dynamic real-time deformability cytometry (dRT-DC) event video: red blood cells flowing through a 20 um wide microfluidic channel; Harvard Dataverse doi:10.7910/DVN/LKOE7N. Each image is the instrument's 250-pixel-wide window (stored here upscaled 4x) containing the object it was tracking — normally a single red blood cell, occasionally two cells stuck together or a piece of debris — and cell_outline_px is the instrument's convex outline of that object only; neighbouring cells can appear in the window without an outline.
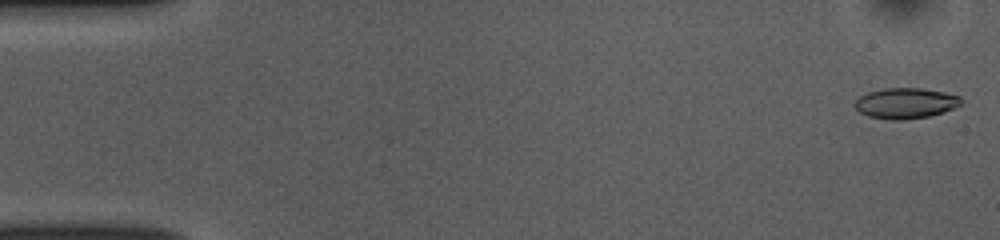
{"species": "common noctule bat (a hibernating species)", "species_latin": "Nyctalus noctula", "temperature_condition": "room temperature", "stored_images_in_passage": 51, "camera_frame_rate_fps": 3000, "um_per_image_px": 0.085, "animal": {"sex": "female", "body_mass_g": 10.0, "forearm_length_mm": 53.1}, "frame": {"image": 1, "passage_image": 1, "time_ms": 0.0, "image_size_px": [1000, 240], "cell_outline_px": [[964, 104], [944, 112], [928, 116], [904, 120], [892, 120], [868, 116], [860, 112], [856, 108], [856, 100], [860, 96], [868, 92], [884, 88], [920, 88], [944, 92], [960, 96], [964, 100]], "centroid_in_image_um": [77.03, 8.77], "position_along_channel_um": 8.0, "area_um2": 19.02}}
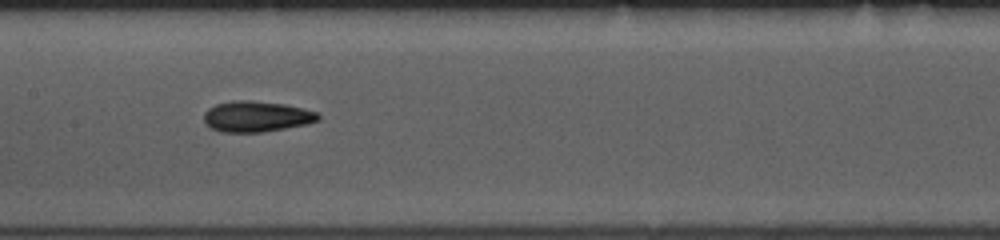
{"frame": {"image": 2, "passage_image": 25, "time_ms": 8.0, "image_size_px": [1000, 240], "cell_outline_px": [[320, 120], [308, 124], [264, 132], [224, 132], [212, 128], [204, 124], [204, 112], [208, 108], [216, 104], [232, 100], [252, 100], [284, 104], [304, 108], [316, 112], [320, 116]], "centroid_in_image_um": [21.8, 9.9], "position_along_channel_um": 185.6, "area_um2": 20.69}}
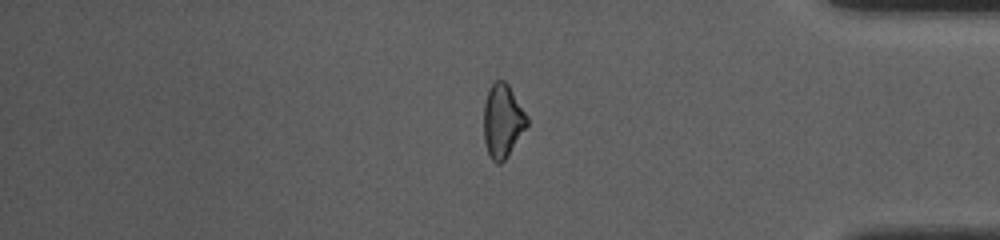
{"frame": {"image": 3, "passage_image": 43, "time_ms": 14.0, "image_size_px": [1000, 240], "cell_outline_px": [[528, 124], [508, 156], [500, 164], [496, 164], [488, 156], [484, 140], [484, 104], [488, 88], [496, 80], [504, 80], [508, 84], [528, 116]], "centroid_in_image_um": [42.71, 10.29], "position_along_channel_um": 392.5, "area_um2": 18.67}, "authors_computed_cell_mechanics": {"area_um2": 19.074, "velocity_mm_per_s": 3.8706, "shape_relaxation_time_tau1_ms": 3.2558, "shape_relaxation_time_tau2_ms": 1.8032, "deformation_change_tau1": 0.1269, "deformation_change_tau2": 0.0896}}